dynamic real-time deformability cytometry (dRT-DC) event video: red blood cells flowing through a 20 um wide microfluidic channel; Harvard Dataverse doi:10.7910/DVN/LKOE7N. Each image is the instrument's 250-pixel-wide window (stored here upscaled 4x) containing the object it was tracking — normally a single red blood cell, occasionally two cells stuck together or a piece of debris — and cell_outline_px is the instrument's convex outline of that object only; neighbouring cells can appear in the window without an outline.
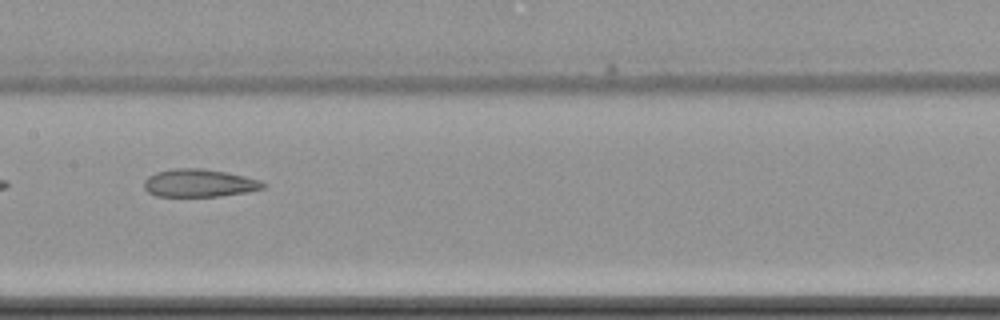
{"species": "common noctule bat (a hibernating species)", "species_latin": "Nyctalus noctula", "temperature_condition": "cold", "stored_images_in_passage": 10, "camera_frame_rate_fps": 3000, "um_per_image_px": 0.085, "animal": {"sex": "female", "body_mass_g": 22.7, "forearm_length_mm": 54.2}, "frame": {"image": 1, "passage_image": 9, "time_ms": 9.667, "image_size_px": [1000, 320], "cell_outline_px": [[268, 184], [264, 188], [248, 192], [220, 196], [156, 196], [148, 192], [144, 188], [144, 180], [148, 176], [156, 172], [172, 168], [204, 168], [244, 176], [260, 180]], "centroid_in_image_um": [16.93, 15.56], "position_along_channel_um": 190.5, "area_um2": 19.42}}
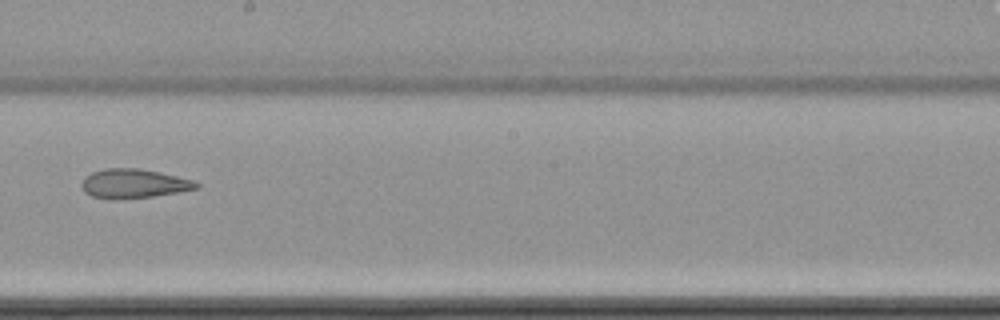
{"frame": {"image": 2, "passage_image": 10, "time_ms": 11.0, "image_size_px": [1000, 320], "cell_outline_px": [[200, 188], [180, 192], [152, 196], [112, 200], [92, 196], [84, 192], [80, 184], [84, 176], [92, 172], [104, 168], [140, 168], [160, 172], [192, 180], [200, 184]], "centroid_in_image_um": [11.34, 15.6], "position_along_channel_um": 236.9, "area_um2": 19.71}}